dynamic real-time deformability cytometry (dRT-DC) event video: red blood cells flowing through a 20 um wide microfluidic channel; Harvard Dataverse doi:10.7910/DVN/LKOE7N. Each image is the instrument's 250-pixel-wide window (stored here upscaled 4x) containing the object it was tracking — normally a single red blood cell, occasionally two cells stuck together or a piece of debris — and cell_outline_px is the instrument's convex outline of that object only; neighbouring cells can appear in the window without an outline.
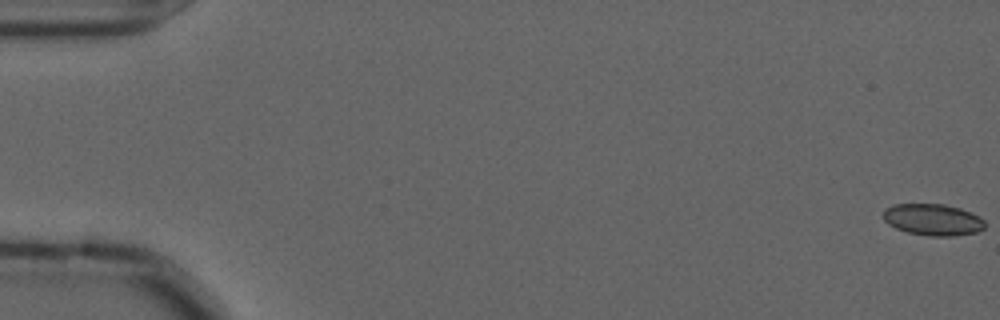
{"species": "common noctule bat (a hibernating species)", "species_latin": "Nyctalus noctula", "temperature_condition": "cold", "stored_images_in_passage": 6, "camera_frame_rate_fps": 3000, "um_per_image_px": 0.085, "animal": {"sex": "male", "forearm_length_mm": 52.5}, "frame": {"image": 1, "passage_image": 1, "time_ms": 0.0, "image_size_px": [1000, 320], "cell_outline_px": [[984, 228], [976, 232], [952, 236], [928, 236], [908, 232], [896, 228], [888, 224], [884, 220], [884, 208], [892, 204], [944, 204], [960, 208], [980, 216], [984, 220]], "centroid_in_image_um": [79.28, 18.66], "position_along_channel_um": 5.7, "area_um2": 18.73}}